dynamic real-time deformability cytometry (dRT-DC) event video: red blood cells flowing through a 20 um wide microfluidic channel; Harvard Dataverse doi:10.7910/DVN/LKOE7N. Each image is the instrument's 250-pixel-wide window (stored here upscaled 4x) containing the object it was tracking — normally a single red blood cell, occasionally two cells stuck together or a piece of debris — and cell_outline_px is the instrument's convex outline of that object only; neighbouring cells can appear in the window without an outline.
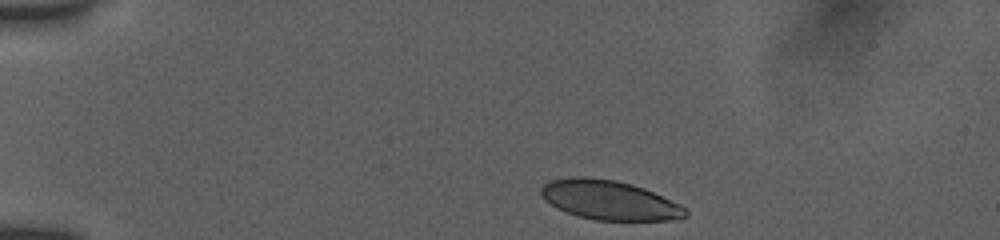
{"species": "human", "species_latin": "Homo sapiens", "temperature_condition": "room temperature", "stored_images_in_passage": 19, "camera_frame_rate_fps": 3000, "um_per_image_px": 0.085, "donor": {"sex": "female"}, "frame": {"image": 1, "passage_image": 1, "time_ms": 0.0, "image_size_px": [1000, 240], "cell_outline_px": [[688, 216], [668, 220], [596, 220], [576, 216], [556, 208], [544, 200], [540, 192], [540, 188], [544, 184], [552, 180], [568, 176], [584, 176], [616, 180], [632, 184], [644, 188], [680, 204], [688, 212]], "centroid_in_image_um": [51.75, 17.0], "position_along_channel_um": 33.3, "area_um2": 33.29}}
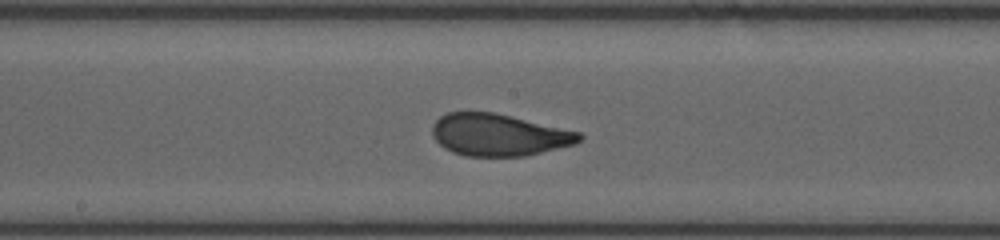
{"frame": {"image": 2, "passage_image": 14, "time_ms": 6.333, "image_size_px": [1000, 240], "cell_outline_px": [[584, 140], [576, 144], [524, 156], [464, 156], [452, 152], [444, 148], [432, 136], [432, 124], [440, 116], [448, 112], [496, 112], [580, 132], [584, 136]], "centroid_in_image_um": [42.41, 11.46], "position_along_channel_um": 205.8, "area_um2": 36.24}}
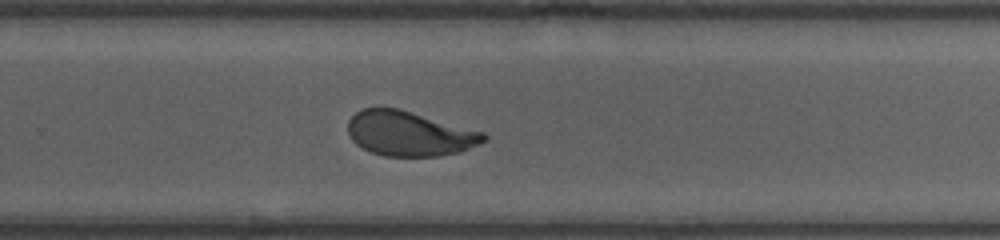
{"frame": {"image": 3, "passage_image": 19, "time_ms": 8.667, "image_size_px": [1000, 240], "cell_outline_px": [[488, 140], [460, 152], [440, 156], [384, 156], [372, 152], [356, 144], [352, 140], [348, 132], [348, 120], [356, 112], [364, 108], [400, 108], [484, 132], [488, 136]], "centroid_in_image_um": [34.82, 11.35], "position_along_channel_um": 295.0, "area_um2": 35.55}}